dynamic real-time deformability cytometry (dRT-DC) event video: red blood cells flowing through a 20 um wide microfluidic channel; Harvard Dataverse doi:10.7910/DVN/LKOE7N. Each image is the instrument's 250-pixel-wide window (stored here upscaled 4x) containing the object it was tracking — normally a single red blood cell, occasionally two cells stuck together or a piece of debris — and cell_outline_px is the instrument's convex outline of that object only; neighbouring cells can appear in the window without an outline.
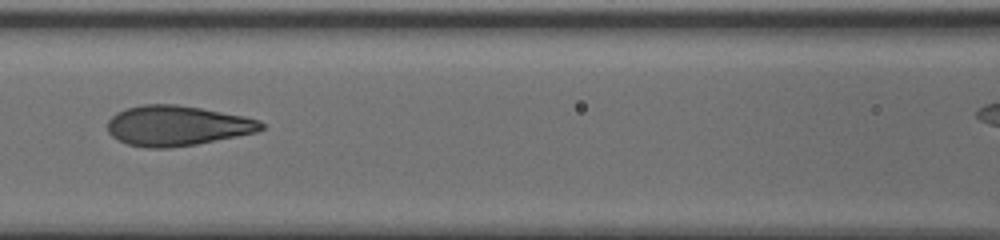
{"species": "human", "species_latin": "Homo sapiens", "temperature_condition": "cold", "stored_images_in_passage": 19, "camera_frame_rate_fps": 3000, "um_per_image_px": 0.085, "donor": {"sex": "male"}, "frame": {"image": 1, "passage_image": 6, "time_ms": 1.667, "image_size_px": [1000, 240], "cell_outline_px": [[264, 128], [256, 132], [196, 144], [168, 148], [148, 148], [128, 144], [112, 136], [108, 132], [108, 120], [116, 112], [140, 104], [176, 104], [200, 108], [244, 116], [260, 120], [264, 124]], "centroid_in_image_um": [15.04, 10.68], "position_along_channel_um": 151.6, "area_um2": 35.78}}
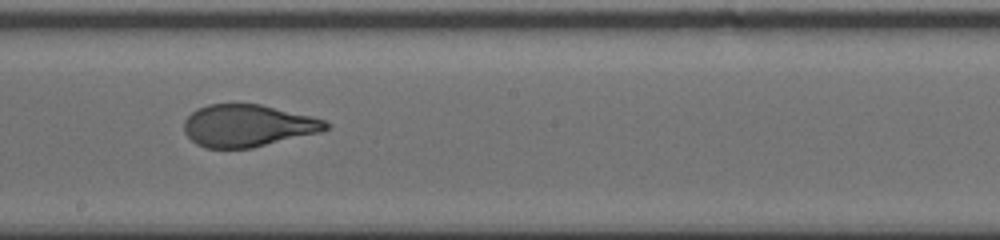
{"frame": {"image": 2, "passage_image": 11, "time_ms": 3.333, "image_size_px": [1000, 240], "cell_outline_px": [[332, 124], [328, 128], [320, 132], [252, 148], [204, 148], [196, 144], [184, 132], [184, 120], [192, 112], [208, 104], [260, 104], [312, 116], [324, 120]], "centroid_in_image_um": [21.06, 10.68], "position_along_channel_um": 227.1, "area_um2": 34.8}}
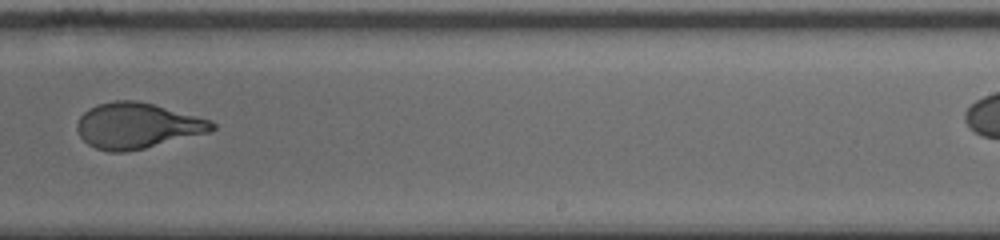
{"frame": {"image": 3, "passage_image": 14, "time_ms": 4.333, "image_size_px": [1000, 240], "cell_outline_px": [[216, 128], [208, 132], [144, 148], [124, 152], [108, 152], [96, 148], [88, 144], [80, 136], [76, 128], [76, 124], [80, 116], [88, 108], [96, 104], [116, 100], [136, 100], [152, 104], [212, 120], [216, 124]], "centroid_in_image_um": [11.63, 10.67], "position_along_channel_um": 277.4, "area_um2": 35.72}}